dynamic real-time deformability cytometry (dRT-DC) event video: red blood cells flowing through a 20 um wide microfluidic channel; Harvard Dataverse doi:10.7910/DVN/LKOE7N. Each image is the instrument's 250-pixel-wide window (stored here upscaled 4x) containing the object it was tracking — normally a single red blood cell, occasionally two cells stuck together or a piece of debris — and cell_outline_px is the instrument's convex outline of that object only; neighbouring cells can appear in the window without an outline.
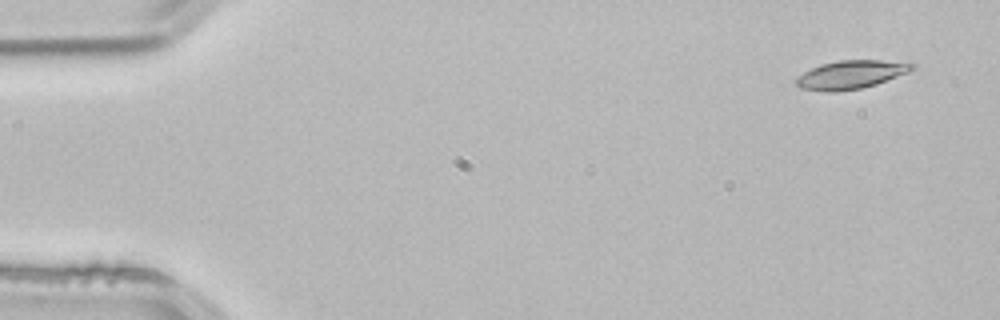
{"species": "common noctule bat (a hibernating species)", "species_latin": "Nyctalus noctula", "temperature_condition": "room temperature", "stored_images_in_passage": 4, "camera_frame_rate_fps": 3000, "um_per_image_px": 0.085, "animal": {"sex": "male", "body_mass_g": 21.5, "forearm_length_mm": 52.0}, "frame": {"image": 1, "passage_image": 1, "time_ms": 0.0, "image_size_px": [1000, 320], "cell_outline_px": [[916, 68], [908, 72], [876, 84], [860, 88], [836, 92], [824, 92], [800, 88], [796, 84], [796, 80], [804, 72], [820, 64], [840, 60], [880, 60], [916, 64]], "centroid_in_image_um": [72.32, 6.35], "position_along_channel_um": 12.7, "area_um2": 19.02}}
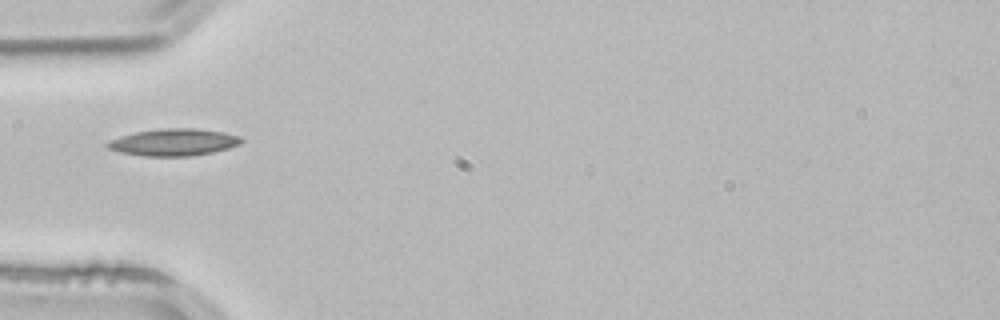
{"frame": {"image": 2, "passage_image": 4, "time_ms": 1.0, "image_size_px": [1000, 320], "cell_outline_px": [[244, 140], [240, 144], [228, 148], [212, 152], [192, 156], [144, 156], [120, 152], [108, 148], [104, 144], [108, 140], [120, 136], [136, 132], [160, 128], [196, 128], [224, 132], [240, 136]], "centroid_in_image_um": [14.76, 12.08], "position_along_channel_um": 70.2, "area_um2": 21.21}}